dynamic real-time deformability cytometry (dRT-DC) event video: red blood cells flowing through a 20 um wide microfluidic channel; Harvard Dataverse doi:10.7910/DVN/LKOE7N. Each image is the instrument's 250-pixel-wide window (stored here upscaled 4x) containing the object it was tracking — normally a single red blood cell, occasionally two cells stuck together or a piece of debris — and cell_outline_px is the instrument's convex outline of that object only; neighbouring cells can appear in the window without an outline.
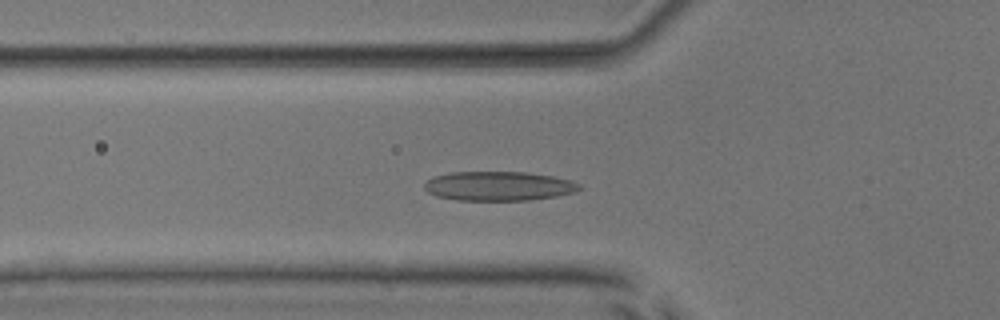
{"species": "common noctule bat (a hibernating species)", "species_latin": "Nyctalus noctula", "temperature_condition": "room temperature", "stored_images_in_passage": 50, "camera_frame_rate_fps": 3000, "um_per_image_px": 0.085, "animal": {"sex": "male", "body_mass_g": 17.9, "forearm_length_mm": 54.2}, "frame": {"image": 1, "passage_image": 17, "time_ms": 5.333, "image_size_px": [1000, 320], "cell_outline_px": [[580, 188], [576, 192], [556, 196], [528, 200], [456, 200], [436, 196], [428, 192], [424, 188], [424, 184], [428, 180], [436, 176], [452, 172], [524, 172], [552, 176], [572, 180], [580, 184]], "centroid_in_image_um": [42.4, 15.82], "position_along_channel_um": 83.4, "area_um2": 26.36}}
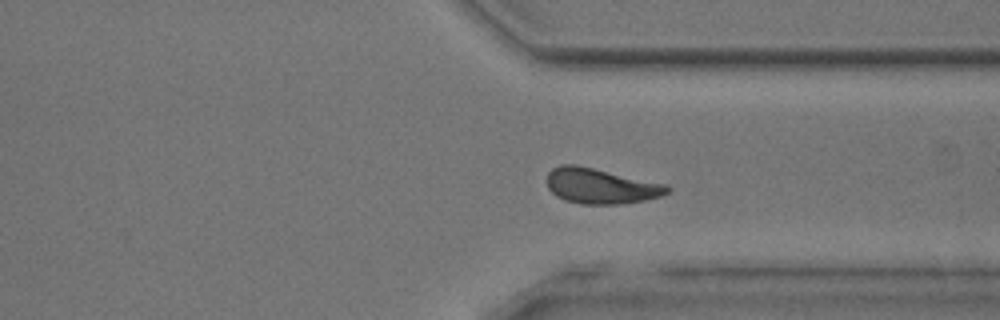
{"frame": {"image": 2, "passage_image": 38, "time_ms": 12.333, "image_size_px": [1000, 320], "cell_outline_px": [[672, 188], [668, 192], [660, 196], [644, 200], [620, 204], [580, 204], [564, 200], [556, 196], [548, 188], [548, 172], [552, 168], [560, 164], [576, 164], [664, 184]], "centroid_in_image_um": [51.02, 15.81], "position_along_channel_um": 360.4, "area_um2": 24.62}}
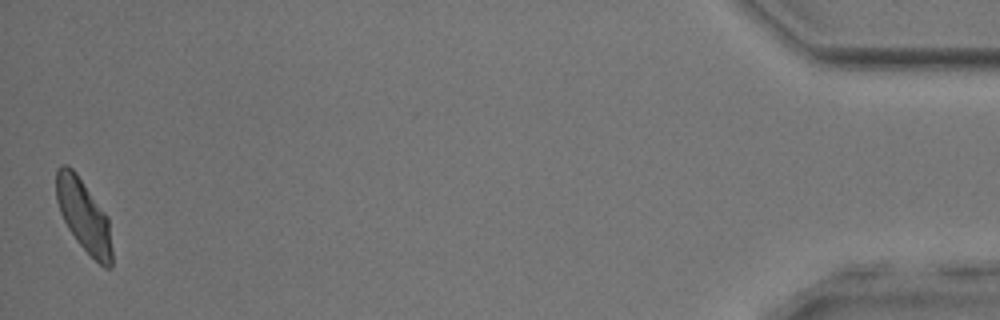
{"frame": {"image": 3, "passage_image": 50, "time_ms": 16.333, "image_size_px": [1000, 320], "cell_outline_px": [[112, 268], [104, 268], [76, 240], [68, 228], [60, 212], [56, 200], [56, 168], [60, 164], [68, 164], [76, 172], [108, 216], [112, 248]], "centroid_in_image_um": [7.11, 18.3], "position_along_channel_um": 428.1, "area_um2": 23.52}, "authors_computed_cell_mechanics": {"area_um2": 24.5361, "velocity_mm_per_s": 3.9546, "shape_relaxation_time_tau1_ms": 5.0931, "shape_relaxation_time_tau2_ms": 2.2438, "deformation_change_tau1": 0.1443, "deformation_change_tau2": 0.097}}